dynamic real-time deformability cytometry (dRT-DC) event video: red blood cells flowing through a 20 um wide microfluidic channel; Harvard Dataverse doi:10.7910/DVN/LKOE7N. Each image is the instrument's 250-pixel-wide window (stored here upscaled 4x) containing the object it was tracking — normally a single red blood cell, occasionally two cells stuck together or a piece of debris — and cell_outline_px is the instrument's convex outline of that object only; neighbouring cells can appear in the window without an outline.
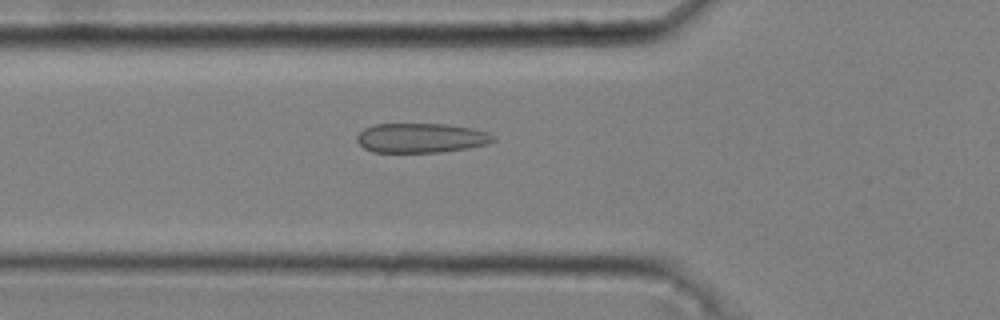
{"species": "common noctule bat (a hibernating species)", "species_latin": "Nyctalus noctula", "temperature_condition": "cold", "stored_images_in_passage": 34, "camera_frame_rate_fps": 3000, "um_per_image_px": 0.085, "animal": {"sex": "male", "body_mass_g": 20.4}, "frame": {"image": 1, "passage_image": 5, "time_ms": 1.333, "image_size_px": [1000, 320], "cell_outline_px": [[496, 140], [488, 144], [468, 148], [440, 152], [372, 152], [364, 148], [356, 140], [356, 136], [364, 128], [376, 124], [448, 124], [472, 128], [488, 132], [496, 136]], "centroid_in_image_um": [35.82, 11.72], "position_along_channel_um": 90.0, "area_um2": 23.64}}
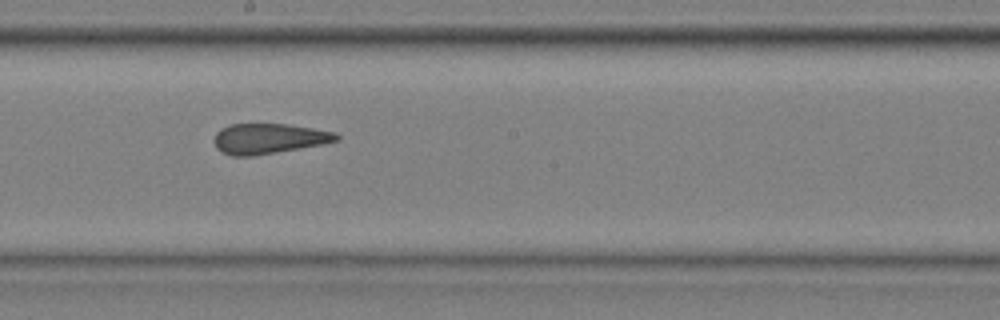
{"frame": {"image": 2, "passage_image": 16, "time_ms": 5.0, "image_size_px": [1000, 320], "cell_outline_px": [[340, 140], [320, 144], [276, 152], [252, 156], [232, 156], [220, 152], [216, 148], [216, 132], [220, 128], [232, 124], [284, 124], [312, 128], [336, 132], [340, 136]], "centroid_in_image_um": [22.83, 11.78], "position_along_channel_um": 225.4, "area_um2": 21.33}}
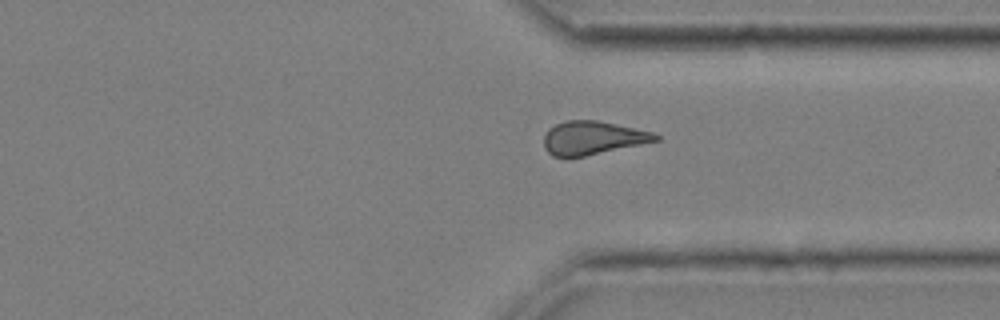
{"frame": {"image": 3, "passage_image": 27, "time_ms": 8.667, "image_size_px": [1000, 320], "cell_outline_px": [[660, 140], [568, 160], [564, 160], [552, 156], [544, 148], [544, 136], [548, 128], [564, 120], [596, 120], [616, 124], [652, 132], [660, 136]], "centroid_in_image_um": [50.31, 11.76], "position_along_channel_um": 361.1, "area_um2": 22.25}, "authors_computed_cell_mechanics": {"area_um2": 22.0218, "velocity_mm_per_s": 3.6841, "shape_relaxation_time_tau1_ms": null, "shape_relaxation_time_tau2_ms": 2.292, "deformation_change_tau1": null, "deformation_change_tau2": 0.103}}